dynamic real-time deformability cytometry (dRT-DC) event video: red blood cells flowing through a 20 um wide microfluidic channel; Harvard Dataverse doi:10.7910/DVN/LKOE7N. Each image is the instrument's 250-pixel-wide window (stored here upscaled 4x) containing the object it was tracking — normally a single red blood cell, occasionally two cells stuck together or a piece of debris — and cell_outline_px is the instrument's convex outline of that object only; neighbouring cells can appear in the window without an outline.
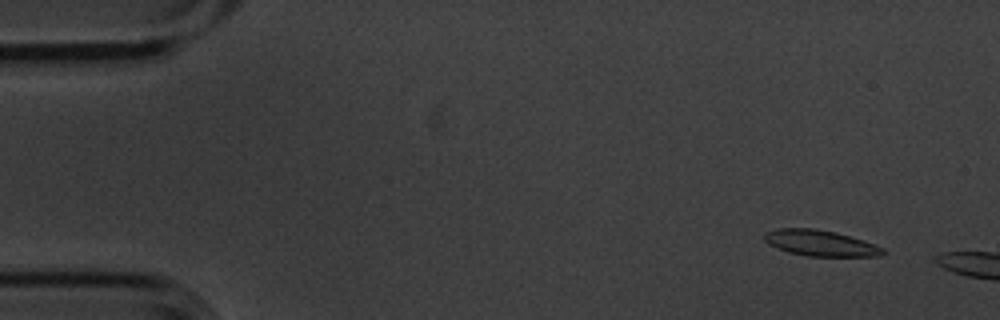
{"species": "common noctule bat (a hibernating species)", "species_latin": "Nyctalus noctula", "temperature_condition": "cold", "stored_images_in_passage": 6, "camera_frame_rate_fps": 3000, "um_per_image_px": 0.085, "animal": {"sex": "male", "body_mass_g": 20.1, "forearm_length_mm": 53.5}, "frame": {"image": 1, "passage_image": 2, "time_ms": 0.333, "image_size_px": [1000, 320], "cell_outline_px": [[888, 252], [880, 256], [808, 256], [788, 252], [768, 244], [764, 240], [764, 232], [780, 228], [812, 228], [836, 232], [864, 240], [884, 248]], "centroid_in_image_um": [69.75, 20.66], "position_along_channel_um": 15.3, "area_um2": 17.98}}